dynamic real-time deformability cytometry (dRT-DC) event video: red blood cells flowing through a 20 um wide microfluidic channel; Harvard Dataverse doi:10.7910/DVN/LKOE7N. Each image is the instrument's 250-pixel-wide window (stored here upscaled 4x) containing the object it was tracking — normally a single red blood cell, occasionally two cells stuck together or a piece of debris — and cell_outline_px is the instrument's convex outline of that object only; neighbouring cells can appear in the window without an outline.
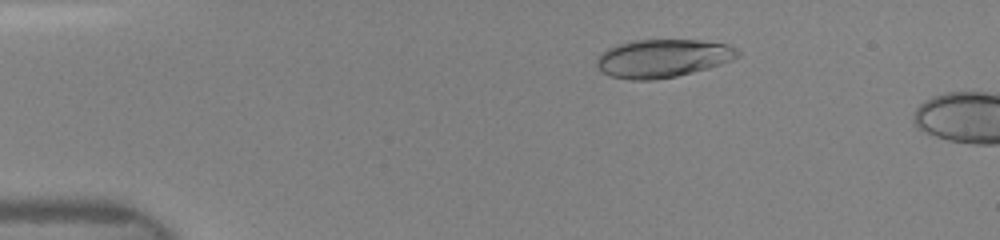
{"species": "human", "species_latin": "Homo sapiens", "temperature_condition": "room temperature", "stored_images_in_passage": 7, "camera_frame_rate_fps": 3000, "um_per_image_px": 0.085, "donor": {"sex": "female"}, "frame": {"image": 1, "passage_image": 5, "time_ms": 2.667, "image_size_px": [1000, 240], "cell_outline_px": [[740, 56], [732, 60], [708, 68], [676, 76], [652, 80], [632, 80], [612, 76], [604, 72], [596, 64], [596, 56], [608, 48], [616, 44], [636, 40], [700, 40], [728, 44], [736, 48], [740, 52]], "centroid_in_image_um": [56.34, 4.94], "position_along_channel_um": 28.7, "area_um2": 31.33}}